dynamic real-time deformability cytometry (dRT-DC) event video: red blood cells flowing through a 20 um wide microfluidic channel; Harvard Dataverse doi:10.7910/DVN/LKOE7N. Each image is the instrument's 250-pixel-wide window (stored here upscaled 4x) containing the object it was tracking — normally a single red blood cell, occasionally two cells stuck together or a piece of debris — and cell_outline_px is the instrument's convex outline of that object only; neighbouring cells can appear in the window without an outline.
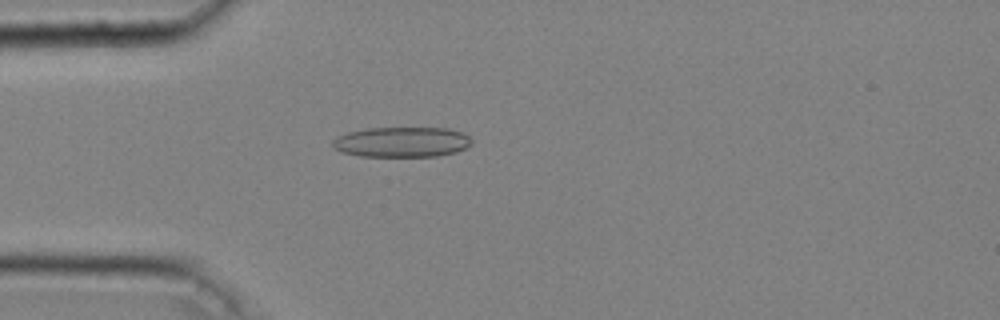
{"species": "common noctule bat (a hibernating species)", "species_latin": "Nyctalus noctula", "temperature_condition": "cold", "stored_images_in_passage": 34, "camera_frame_rate_fps": 3000, "um_per_image_px": 0.085, "animal": {"sex": "male", "body_mass_g": 20.4}, "frame": {"image": 1, "passage_image": 3, "time_ms": 0.667, "image_size_px": [1000, 320], "cell_outline_px": [[472, 144], [456, 152], [436, 156], [360, 156], [340, 152], [332, 148], [332, 140], [336, 136], [348, 132], [364, 128], [448, 128], [460, 132], [468, 136], [472, 140]], "centroid_in_image_um": [34.1, 12.07], "position_along_channel_um": 50.9, "area_um2": 24.62}}
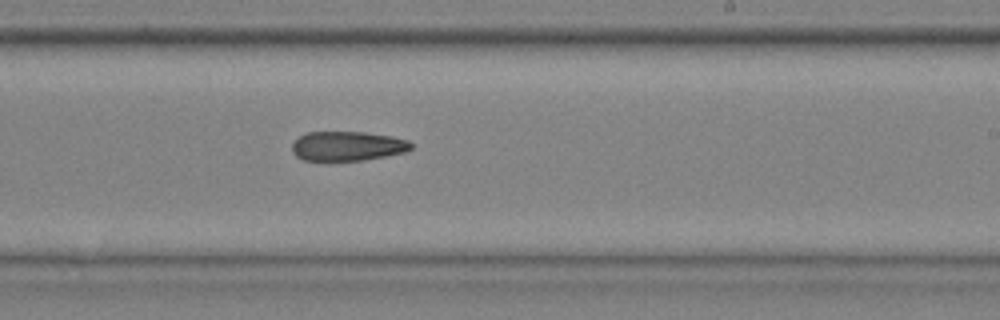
{"frame": {"image": 2, "passage_image": 19, "time_ms": 6.0, "image_size_px": [1000, 320], "cell_outline_px": [[412, 148], [404, 152], [384, 156], [360, 160], [304, 160], [296, 156], [292, 152], [292, 144], [300, 136], [308, 132], [364, 132], [392, 136], [408, 140], [412, 144]], "centroid_in_image_um": [29.53, 12.41], "position_along_channel_um": 259.5, "area_um2": 20.23}}
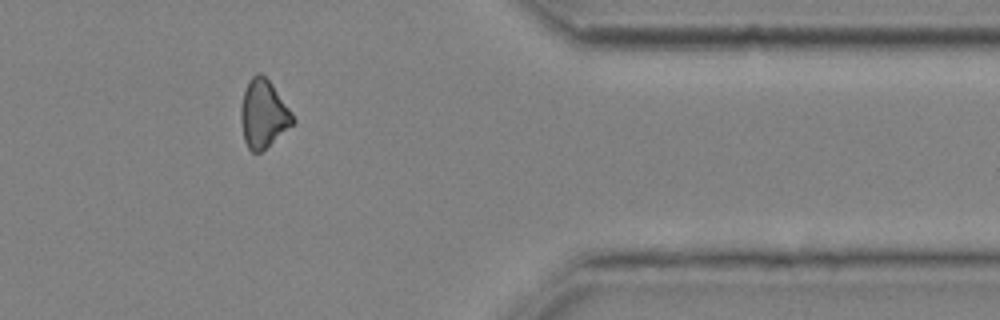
{"frame": {"image": 3, "passage_image": 30, "time_ms": 9.667, "image_size_px": [1000, 320], "cell_outline_px": [[296, 120], [292, 124], [260, 152], [252, 152], [248, 148], [244, 140], [240, 120], [240, 108], [244, 92], [248, 80], [256, 72], [260, 72], [272, 84], [292, 112]], "centroid_in_image_um": [22.36, 9.65], "position_along_channel_um": 389.0, "area_um2": 20.35}}